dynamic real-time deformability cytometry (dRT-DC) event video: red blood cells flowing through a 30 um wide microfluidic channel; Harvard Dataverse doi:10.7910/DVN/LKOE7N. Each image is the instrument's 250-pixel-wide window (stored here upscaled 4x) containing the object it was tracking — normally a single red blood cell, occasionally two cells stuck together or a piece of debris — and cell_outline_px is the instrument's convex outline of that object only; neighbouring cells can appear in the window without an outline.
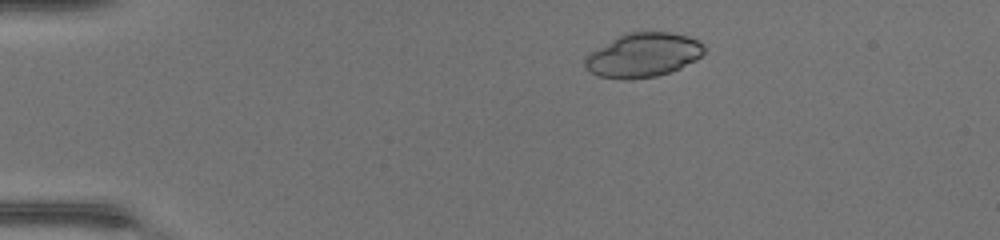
{"species": "common noctule bat (a hibernating species)", "species_latin": "Nyctalus noctula", "temperature_condition": "warm", "stored_images_in_passage": 42, "camera_frame_rate_fps": 3000, "um_per_image_px": 0.085, "animal": {"sex": "female", "body_mass_g": 17.0, "forearm_length_mm": 48.0}, "frame": {"image": 1, "passage_image": 4, "time_ms": 1.0, "image_size_px": [1000, 240], "cell_outline_px": [[704, 52], [696, 60], [680, 68], [656, 76], [628, 80], [624, 80], [600, 76], [584, 68], [584, 56], [612, 40], [628, 32], [668, 32], [688, 36], [704, 44]], "centroid_in_image_um": [54.66, 4.69], "position_along_channel_um": 30.3, "area_um2": 30.4}}
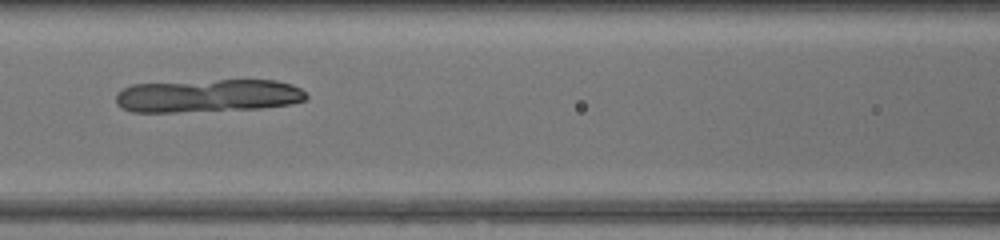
{"frame": {"image": 2, "passage_image": 17, "time_ms": 5.333, "image_size_px": [1000, 240], "cell_outline_px": [[308, 96], [304, 100], [288, 104], [260, 108], [176, 112], [132, 112], [120, 108], [116, 104], [116, 92], [132, 84], [220, 80], [276, 80], [292, 84], [300, 88]], "centroid_in_image_um": [17.63, 8.14], "position_along_channel_um": 149.0, "area_um2": 36.59}}
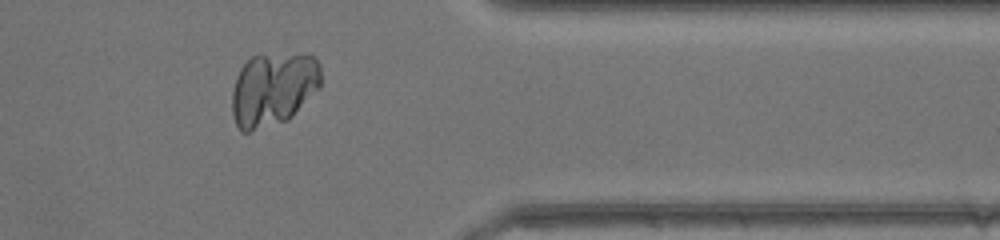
{"frame": {"image": 3, "passage_image": 34, "time_ms": 11.0, "image_size_px": [1000, 240], "cell_outline_px": [[320, 88], [288, 120], [248, 132], [240, 132], [232, 116], [232, 92], [236, 76], [240, 68], [252, 56], [312, 56], [320, 64]], "centroid_in_image_um": [23.19, 7.63], "position_along_channel_um": 388.2, "area_um2": 37.63}}